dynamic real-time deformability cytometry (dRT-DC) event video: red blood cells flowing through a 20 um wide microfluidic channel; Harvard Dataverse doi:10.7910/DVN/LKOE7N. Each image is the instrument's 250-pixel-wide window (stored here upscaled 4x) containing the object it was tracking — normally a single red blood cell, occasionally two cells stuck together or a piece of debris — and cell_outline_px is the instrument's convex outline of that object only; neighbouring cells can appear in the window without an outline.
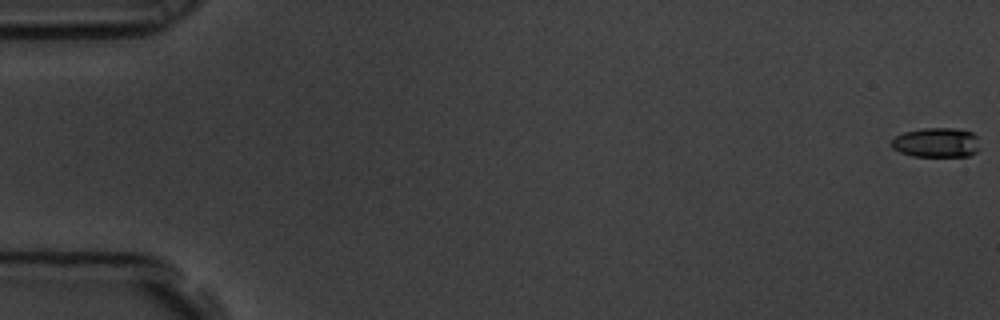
{"species": "common noctule bat (a hibernating species)", "species_latin": "Nyctalus noctula", "temperature_condition": "room temperature", "stored_images_in_passage": 16, "camera_frame_rate_fps": 3000, "um_per_image_px": 0.085, "animal": {"sex": "male", "body_mass_g": 19.5, "forearm_length_mm": 54.6}, "frame": {"image": 1, "passage_image": 1, "time_ms": 0.0, "image_size_px": [1000, 320], "cell_outline_px": [[976, 152], [968, 156], [912, 156], [900, 152], [892, 148], [892, 140], [896, 136], [904, 132], [924, 128], [952, 128], [972, 132], [976, 136]], "centroid_in_image_um": [79.55, 12.12], "position_along_channel_um": 5.4, "area_um2": 14.97}}
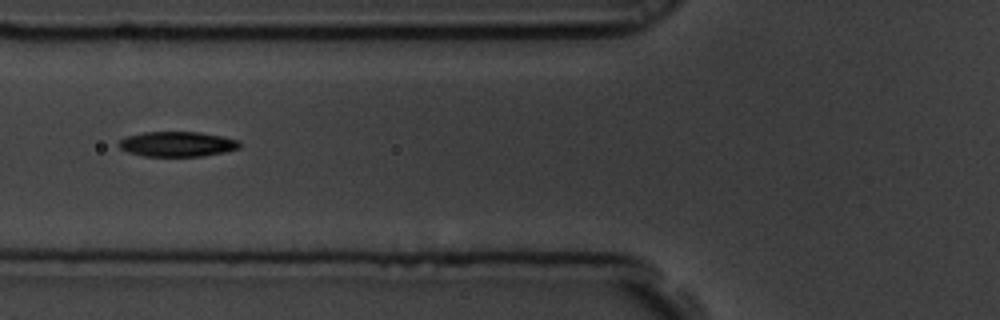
{"frame": {"image": 2, "passage_image": 7, "time_ms": 2.0, "image_size_px": [1000, 320], "cell_outline_px": [[240, 148], [224, 152], [204, 156], [144, 156], [128, 152], [120, 148], [116, 144], [120, 140], [128, 136], [144, 132], [200, 132], [240, 140]], "centroid_in_image_um": [15.07, 12.25], "position_along_channel_um": 110.7, "area_um2": 17.63}}
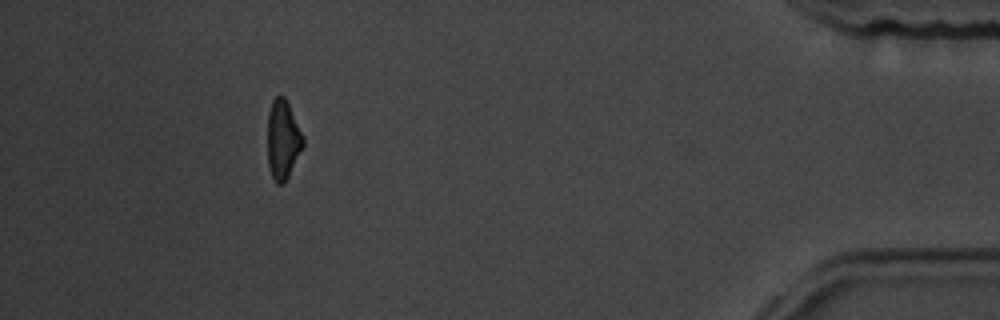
{"frame": {"image": 3, "passage_image": 15, "time_ms": 4.667, "image_size_px": [1000, 320], "cell_outline_px": [[304, 144], [284, 184], [276, 184], [268, 168], [268, 112], [272, 100], [276, 96], [284, 96], [304, 136]], "centroid_in_image_um": [24.03, 11.88], "position_along_channel_um": 411.2, "area_um2": 16.3}}